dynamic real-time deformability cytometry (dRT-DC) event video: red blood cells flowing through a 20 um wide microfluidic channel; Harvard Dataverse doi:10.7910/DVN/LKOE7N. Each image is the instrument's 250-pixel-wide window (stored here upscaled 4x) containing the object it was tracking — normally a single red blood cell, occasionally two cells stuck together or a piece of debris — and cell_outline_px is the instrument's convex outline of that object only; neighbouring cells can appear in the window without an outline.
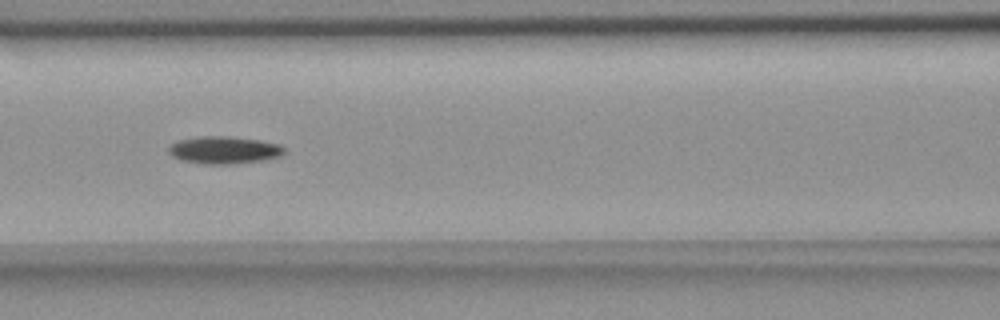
{"species": "common noctule bat (a hibernating species)", "species_latin": "Nyctalus noctula", "temperature_condition": "room temperature", "stored_images_in_passage": 7, "camera_frame_rate_fps": 3000, "um_per_image_px": 0.085, "animal": {"sex": "female", "body_mass_g": 18.4}, "frame": {"image": 1, "passage_image": 3, "time_ms": 0.667, "image_size_px": [1000, 320], "cell_outline_px": [[284, 152], [280, 156], [260, 160], [228, 164], [208, 164], [180, 160], [172, 156], [168, 152], [168, 148], [172, 144], [180, 140], [200, 136], [228, 136], [260, 140], [280, 144], [284, 148]], "centroid_in_image_um": [19.03, 12.74], "position_along_channel_um": 147.6, "area_um2": 18.26}}
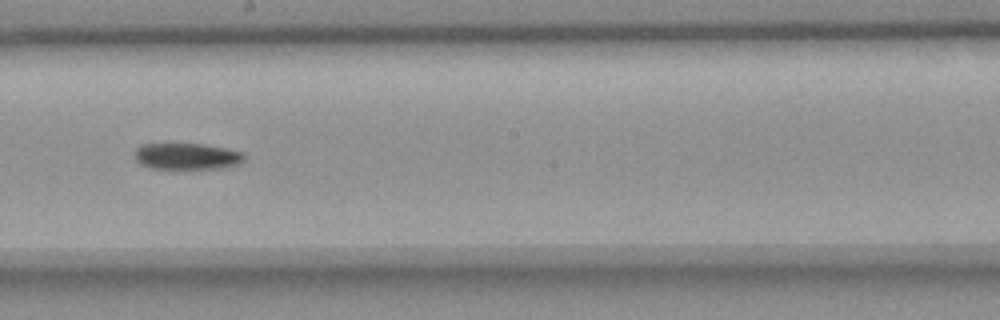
{"frame": {"image": 2, "passage_image": 5, "time_ms": 1.333, "image_size_px": [1000, 320], "cell_outline_px": [[244, 160], [240, 164], [228, 168], [148, 168], [140, 164], [136, 160], [136, 148], [140, 144], [204, 144], [228, 148], [244, 152]], "centroid_in_image_um": [15.94, 13.28], "position_along_channel_um": 232.3, "area_um2": 16.99}}
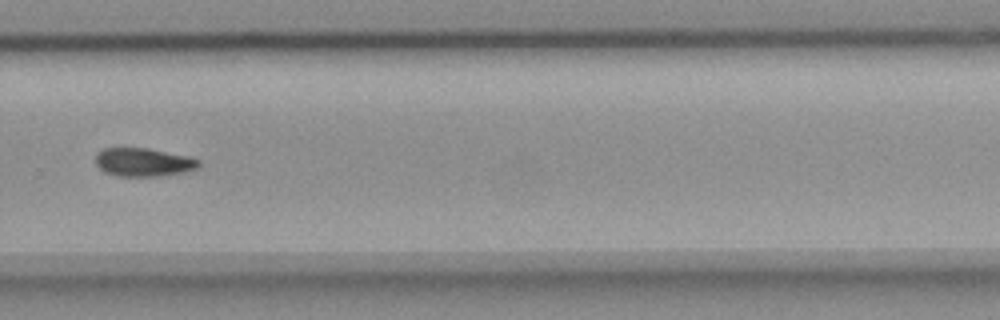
{"frame": {"image": 3, "passage_image": 7, "time_ms": 2.0, "image_size_px": [1000, 320], "cell_outline_px": [[200, 164], [196, 168], [184, 172], [156, 176], [120, 176], [104, 172], [96, 164], [96, 152], [104, 148], [148, 148], [188, 156], [200, 160]], "centroid_in_image_um": [12.17, 13.78], "position_along_channel_um": 317.6, "area_um2": 16.99}}